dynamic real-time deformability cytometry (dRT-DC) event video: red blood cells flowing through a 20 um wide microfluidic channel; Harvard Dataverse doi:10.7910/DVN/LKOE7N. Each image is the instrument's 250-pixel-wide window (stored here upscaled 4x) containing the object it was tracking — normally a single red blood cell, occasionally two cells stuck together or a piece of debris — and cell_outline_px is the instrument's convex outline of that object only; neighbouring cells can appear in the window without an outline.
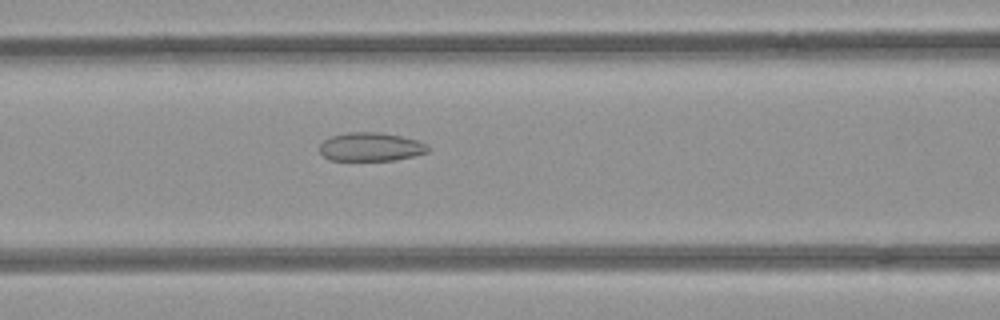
{"species": "common noctule bat (a hibernating species)", "species_latin": "Nyctalus noctula", "temperature_condition": "room temperature", "stored_images_in_passage": 44, "camera_frame_rate_fps": 3000, "um_per_image_px": 0.085, "animal": {"sex": "female", "body_mass_g": 21.9}, "frame": {"image": 1, "passage_image": 14, "time_ms": 4.333, "image_size_px": [1000, 320], "cell_outline_px": [[432, 148], [428, 152], [396, 160], [328, 160], [320, 152], [320, 144], [324, 140], [332, 136], [348, 132], [380, 132], [400, 136], [416, 140], [428, 144]], "centroid_in_image_um": [31.54, 12.48], "position_along_channel_um": 135.1, "area_um2": 18.09}}
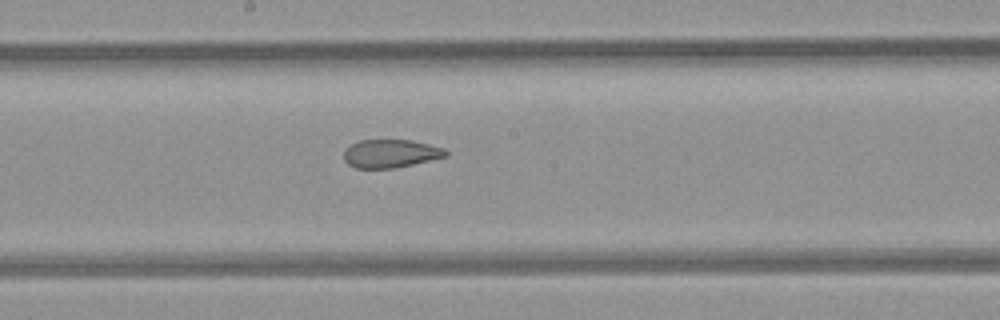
{"frame": {"image": 2, "passage_image": 20, "time_ms": 6.333, "image_size_px": [1000, 320], "cell_outline_px": [[448, 156], [396, 168], [356, 168], [348, 164], [344, 160], [344, 148], [360, 140], [412, 140], [444, 148], [448, 152]], "centroid_in_image_um": [33.2, 13.05], "position_along_channel_um": 215.0, "area_um2": 16.82}}
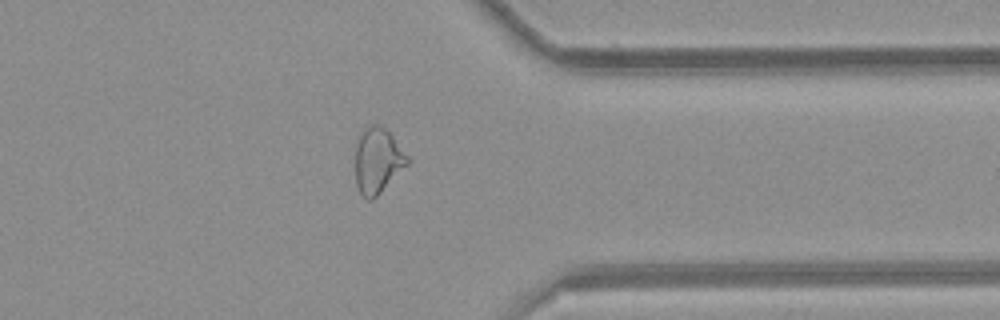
{"frame": {"image": 3, "passage_image": 33, "time_ms": 10.667, "image_size_px": [1000, 320], "cell_outline_px": [[408, 164], [372, 200], [368, 200], [360, 192], [356, 184], [356, 144], [364, 128], [368, 124], [380, 124], [392, 136], [408, 156]], "centroid_in_image_um": [32.09, 13.63], "position_along_channel_um": 379.3, "area_um2": 19.48}, "authors_computed_cell_mechanics": {"area_um2": 19.652, "velocity_mm_per_s": 3.9986, "shape_relaxation_time_tau1_ms": null, "shape_relaxation_time_tau2_ms": 2.4635, "deformation_change_tau1": null, "deformation_change_tau2": 0.1011}}